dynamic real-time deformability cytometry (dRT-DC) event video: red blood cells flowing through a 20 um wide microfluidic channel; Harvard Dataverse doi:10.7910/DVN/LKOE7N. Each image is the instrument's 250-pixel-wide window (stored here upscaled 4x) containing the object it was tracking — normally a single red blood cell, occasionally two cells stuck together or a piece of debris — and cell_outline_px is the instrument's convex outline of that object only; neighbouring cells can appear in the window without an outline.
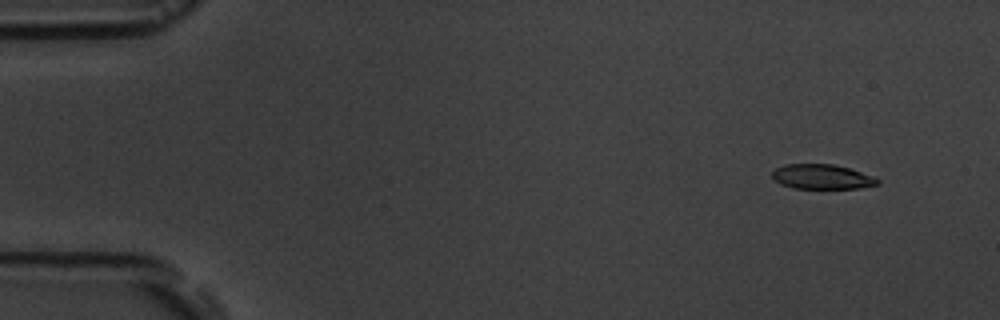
{"species": "common noctule bat (a hibernating species)", "species_latin": "Nyctalus noctula", "temperature_condition": "room temperature", "stored_images_in_passage": 5, "camera_frame_rate_fps": 3000, "um_per_image_px": 0.085, "animal": {"sex": "male", "body_mass_g": 19.5, "forearm_length_mm": 54.6}, "frame": {"image": 1, "passage_image": 2, "time_ms": 1.333, "image_size_px": [1000, 320], "cell_outline_px": [[880, 184], [860, 188], [792, 188], [780, 184], [772, 180], [772, 172], [776, 168], [784, 164], [832, 164], [848, 168], [872, 176], [880, 180]], "centroid_in_image_um": [69.83, 15.03], "position_along_channel_um": 15.2, "area_um2": 15.2}}